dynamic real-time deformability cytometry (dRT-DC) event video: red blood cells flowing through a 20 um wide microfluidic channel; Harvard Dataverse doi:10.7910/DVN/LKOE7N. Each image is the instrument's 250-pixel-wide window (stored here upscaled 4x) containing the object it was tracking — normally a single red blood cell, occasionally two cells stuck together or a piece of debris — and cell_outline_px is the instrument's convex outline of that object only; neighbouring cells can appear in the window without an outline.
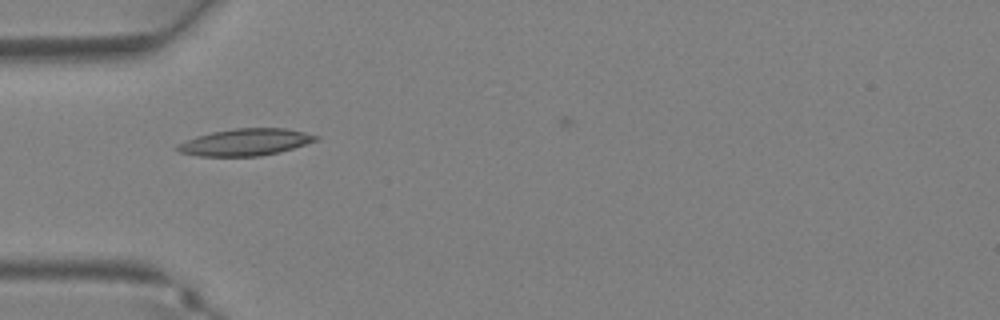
{"species": "Egyptian fruit bat (a non-hibernating species)", "species_latin": "Rousettus aegyptiacus", "temperature_condition": "warm", "stored_images_in_passage": 28, "camera_frame_rate_fps": 3000, "um_per_image_px": 0.085, "animal": {"sex": "female"}, "frame": {"image": 1, "passage_image": 4, "time_ms": 1.0, "image_size_px": [1000, 320], "cell_outline_px": [[320, 140], [280, 152], [260, 156], [200, 156], [180, 152], [172, 148], [176, 144], [196, 136], [212, 132], [236, 128], [284, 128], [304, 132], [320, 136]], "centroid_in_image_um": [20.86, 12.08], "position_along_channel_um": 64.1, "area_um2": 21.85}}
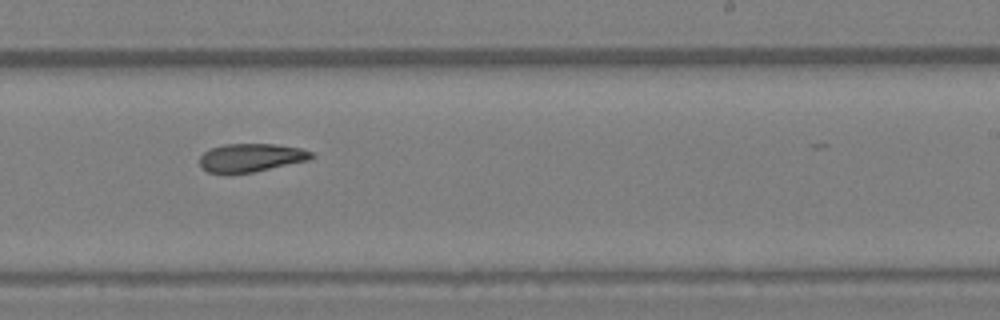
{"frame": {"image": 2, "passage_image": 15, "time_ms": 4.667, "image_size_px": [1000, 320], "cell_outline_px": [[316, 156], [308, 160], [252, 172], [228, 176], [208, 172], [200, 168], [200, 156], [204, 152], [212, 148], [224, 144], [276, 144], [300, 148], [312, 152]], "centroid_in_image_um": [21.28, 13.43], "position_along_channel_um": 267.7, "area_um2": 18.79}}
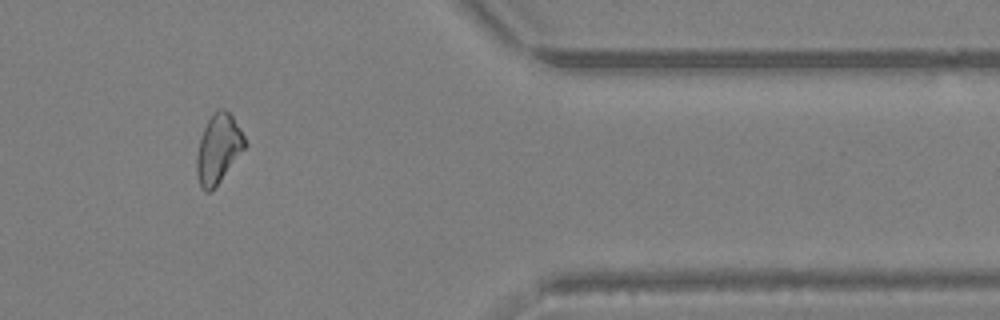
{"frame": {"image": 3, "passage_image": 23, "time_ms": 7.333, "image_size_px": [1000, 320], "cell_outline_px": [[248, 144], [220, 180], [208, 192], [200, 184], [196, 172], [196, 156], [200, 140], [204, 128], [212, 112], [220, 108], [224, 108], [232, 116], [240, 128]], "centroid_in_image_um": [18.57, 12.58], "position_along_channel_um": 392.8, "area_um2": 18.96}}